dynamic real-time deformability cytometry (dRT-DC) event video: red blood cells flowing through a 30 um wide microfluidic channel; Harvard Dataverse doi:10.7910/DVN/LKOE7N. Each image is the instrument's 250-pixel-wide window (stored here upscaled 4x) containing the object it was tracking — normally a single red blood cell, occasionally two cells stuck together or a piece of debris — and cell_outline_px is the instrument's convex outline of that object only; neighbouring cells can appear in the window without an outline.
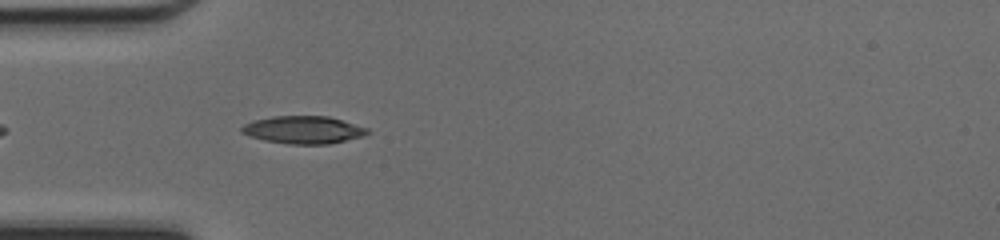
{"species": "common noctule bat (a hibernating species)", "species_latin": "Nyctalus noctula", "temperature_condition": "cold", "stored_images_in_passage": 31, "camera_frame_rate_fps": 3000, "um_per_image_px": 0.085, "animal": {"sex": "female", "body_mass_g": 17.0, "forearm_length_mm": 48.0}, "frame": {"image": 1, "passage_image": 3, "time_ms": 0.667, "image_size_px": [1000, 240], "cell_outline_px": [[368, 132], [364, 136], [328, 144], [288, 144], [264, 140], [248, 136], [240, 132], [240, 128], [244, 124], [252, 120], [272, 116], [328, 116], [368, 128]], "centroid_in_image_um": [25.73, 11.03], "position_along_channel_um": 59.3, "area_um2": 20.29}}
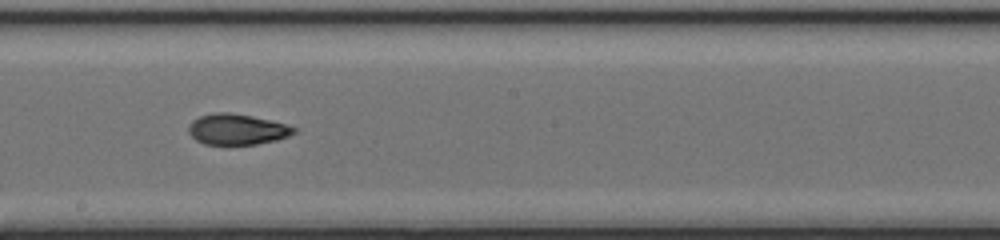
{"frame": {"image": 2, "passage_image": 15, "time_ms": 4.667, "image_size_px": [1000, 240], "cell_outline_px": [[296, 132], [288, 136], [276, 140], [256, 144], [204, 144], [196, 140], [188, 132], [188, 128], [192, 120], [200, 116], [216, 112], [228, 112], [252, 116], [288, 124], [296, 128]], "centroid_in_image_um": [20.15, 10.99], "position_along_channel_um": 228.0, "area_um2": 18.84}}
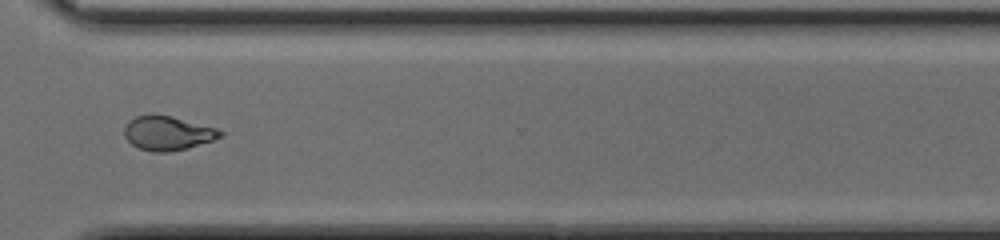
{"frame": {"image": 3, "passage_image": 24, "time_ms": 7.667, "image_size_px": [1000, 240], "cell_outline_px": [[224, 136], [188, 148], [168, 152], [152, 152], [140, 148], [132, 144], [124, 136], [124, 124], [128, 120], [136, 116], [172, 116], [216, 128], [224, 132]], "centroid_in_image_um": [14.25, 11.33], "position_along_channel_um": 356.4, "area_um2": 18.9}, "authors_computed_cell_mechanics": {"area_um2": 19.2474, "velocity_mm_per_s": 4.2802, "shape_relaxation_time_tau1_ms": 5.2329, "shape_relaxation_time_tau2_ms": 2.5338, "deformation_change_tau1": 0.1712, "deformation_change_tau2": 0.0759}}